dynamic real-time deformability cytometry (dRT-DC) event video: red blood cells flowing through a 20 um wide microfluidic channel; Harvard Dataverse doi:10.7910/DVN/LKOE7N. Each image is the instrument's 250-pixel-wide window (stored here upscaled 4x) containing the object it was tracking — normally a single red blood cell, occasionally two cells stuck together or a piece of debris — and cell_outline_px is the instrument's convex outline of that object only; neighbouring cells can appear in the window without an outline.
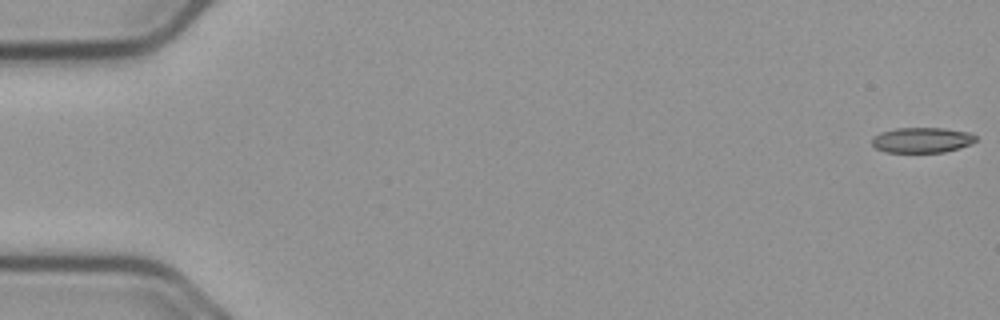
{"species": "common noctule bat (a hibernating species)", "species_latin": "Nyctalus noctula", "temperature_condition": "cold", "stored_images_in_passage": 56, "camera_frame_rate_fps": 3000, "um_per_image_px": 0.085, "animal": {"sex": "male", "body_mass_g": 23.1, "forearm_length_mm": 52.7}, "frame": {"image": 1, "passage_image": 1, "time_ms": 0.0, "image_size_px": [1000, 320], "cell_outline_px": [[976, 140], [972, 144], [960, 148], [944, 152], [884, 152], [876, 148], [872, 144], [872, 136], [880, 132], [896, 128], [944, 128], [972, 132], [976, 136]], "centroid_in_image_um": [78.38, 11.9], "position_along_channel_um": 6.6, "area_um2": 15.55}}
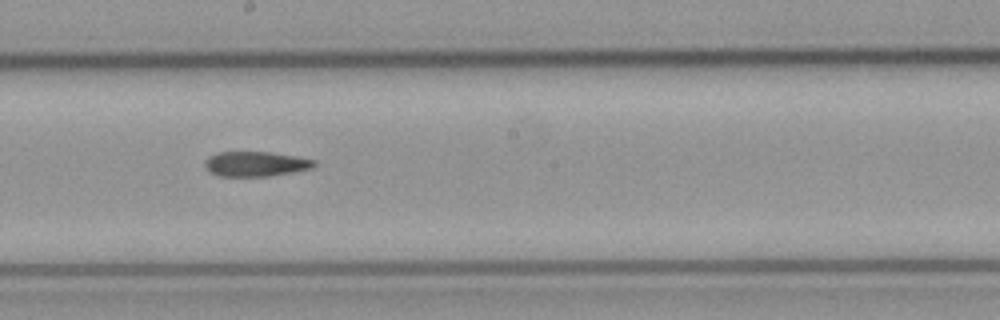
{"frame": {"image": 2, "passage_image": 31, "time_ms": 10.0, "image_size_px": [1000, 320], "cell_outline_px": [[316, 164], [312, 168], [292, 172], [268, 176], [220, 176], [208, 172], [204, 164], [204, 160], [208, 156], [216, 152], [268, 152], [296, 156], [316, 160]], "centroid_in_image_um": [21.69, 13.93], "position_along_channel_um": 226.5, "area_um2": 15.95}}
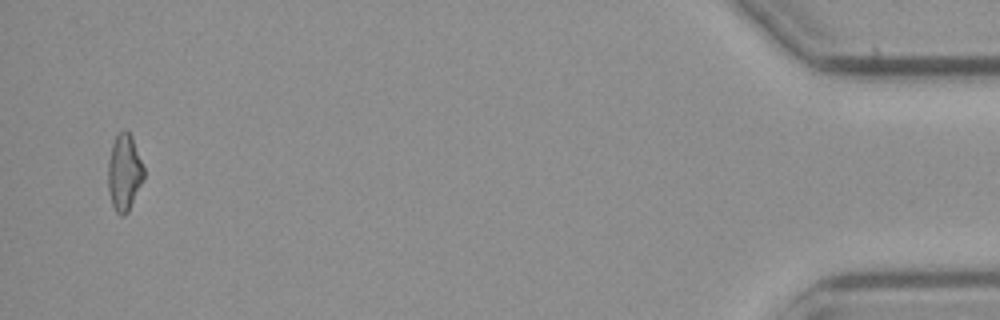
{"frame": {"image": 3, "passage_image": 54, "time_ms": 17.667, "image_size_px": [1000, 320], "cell_outline_px": [[144, 180], [128, 212], [124, 216], [120, 216], [116, 212], [112, 204], [108, 192], [108, 160], [112, 144], [116, 136], [124, 128], [132, 136], [144, 168]], "centroid_in_image_um": [10.56, 14.68], "position_along_channel_um": 424.6, "area_um2": 16.13}, "authors_computed_cell_mechanics": {"area_um2": 16.2996, "velocity_mm_per_s": 3.7479, "shape_relaxation_time_tau1_ms": null, "shape_relaxation_time_tau2_ms": 10.7619, "deformation_change_tau1": null, "deformation_change_tau2": 0.2257}}